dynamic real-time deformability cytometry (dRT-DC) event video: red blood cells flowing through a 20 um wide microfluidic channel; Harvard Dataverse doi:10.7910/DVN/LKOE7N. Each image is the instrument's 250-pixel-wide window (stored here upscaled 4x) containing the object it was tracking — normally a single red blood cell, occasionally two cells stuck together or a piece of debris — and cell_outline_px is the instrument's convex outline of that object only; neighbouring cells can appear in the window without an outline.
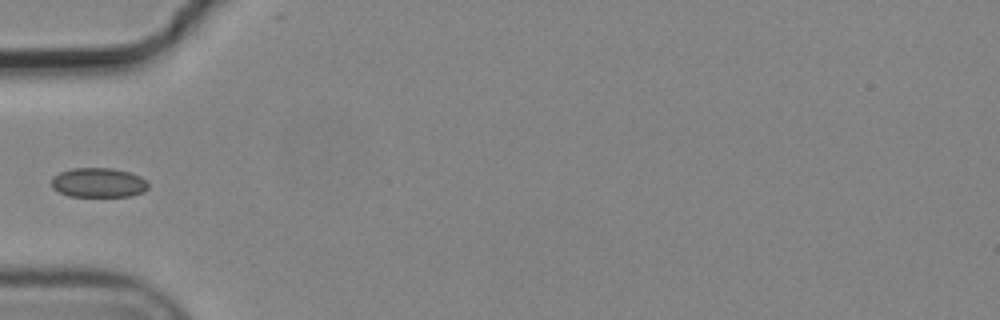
{"species": "common noctule bat (a hibernating species)", "species_latin": "Nyctalus noctula", "temperature_condition": "cold", "stored_images_in_passage": 6, "camera_frame_rate_fps": 3000, "um_per_image_px": 0.085, "animal": {"sex": "male", "body_mass_g": 19.2, "forearm_length_mm": 51.8}, "frame": {"image": 1, "passage_image": 5, "time_ms": 1.333, "image_size_px": [1000, 320], "cell_outline_px": [[148, 188], [144, 192], [132, 196], [68, 196], [52, 188], [52, 176], [60, 172], [72, 168], [112, 168], [128, 172], [140, 176], [148, 180]], "centroid_in_image_um": [8.39, 15.52], "position_along_channel_um": 76.6, "area_um2": 16.76}}
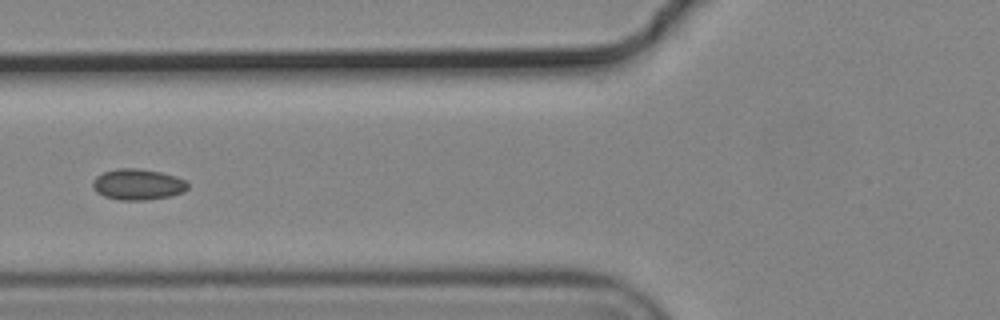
{"frame": {"image": 2, "passage_image": 6, "time_ms": 1.667, "image_size_px": [1000, 320], "cell_outline_px": [[188, 188], [184, 192], [172, 196], [144, 200], [120, 200], [104, 196], [96, 192], [92, 188], [92, 180], [96, 176], [104, 172], [116, 168], [140, 168], [160, 172], [176, 176], [184, 180], [188, 184]], "centroid_in_image_um": [11.7, 15.67], "position_along_channel_um": 114.1, "area_um2": 17.34}}